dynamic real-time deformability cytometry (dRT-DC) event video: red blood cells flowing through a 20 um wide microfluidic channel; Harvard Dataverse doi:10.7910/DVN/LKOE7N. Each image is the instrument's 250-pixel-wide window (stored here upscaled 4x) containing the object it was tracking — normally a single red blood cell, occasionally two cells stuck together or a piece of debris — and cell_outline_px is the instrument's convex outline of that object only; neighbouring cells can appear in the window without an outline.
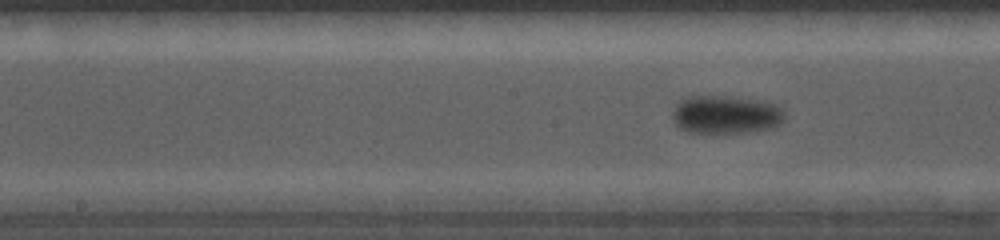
{"species": "common noctule bat (a hibernating species)", "species_latin": "Nyctalus noctula", "temperature_condition": "cold", "stored_images_in_passage": 55, "camera_frame_rate_fps": 5000, "um_per_image_px": 0.085, "animal": {"sex": "female", "body_mass_g": 19.0, "forearm_length_mm": 56.7}, "frame": {"image": 1, "passage_image": 17, "time_ms": 4.0, "image_size_px": [1000, 240], "cell_outline_px": [[784, 116], [772, 128], [744, 132], [688, 132], [680, 128], [672, 120], [672, 112], [676, 104], [684, 96], [724, 96], [756, 100], [772, 104], [780, 108], [784, 112]], "centroid_in_image_um": [61.6, 9.73], "position_along_channel_um": 186.6, "area_um2": 24.57}}
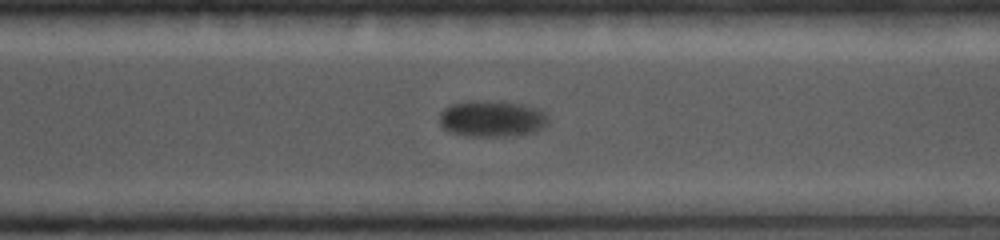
{"frame": {"image": 2, "passage_image": 34, "time_ms": 7.2, "image_size_px": [1000, 240], "cell_outline_px": [[548, 124], [544, 128], [532, 132], [508, 136], [464, 136], [448, 132], [440, 124], [440, 112], [444, 108], [452, 104], [468, 100], [484, 100], [520, 104], [536, 108], [544, 112], [548, 116]], "centroid_in_image_um": [41.79, 10.09], "position_along_channel_um": 328.8, "area_um2": 23.18}}
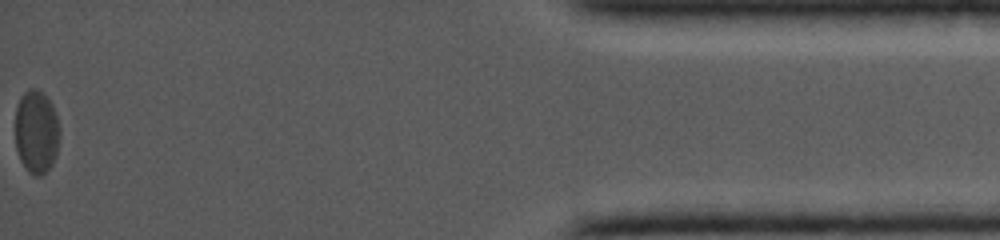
{"frame": {"image": 3, "passage_image": 55, "time_ms": 11.2, "image_size_px": [1000, 240], "cell_outline_px": [[60, 136], [56, 152], [52, 164], [40, 176], [36, 176], [28, 172], [20, 160], [16, 148], [16, 108], [20, 96], [28, 88], [36, 88], [44, 92], [56, 116], [60, 128]], "centroid_in_image_um": [3.08, 11.19], "position_along_channel_um": 432.1, "area_um2": 21.56}}